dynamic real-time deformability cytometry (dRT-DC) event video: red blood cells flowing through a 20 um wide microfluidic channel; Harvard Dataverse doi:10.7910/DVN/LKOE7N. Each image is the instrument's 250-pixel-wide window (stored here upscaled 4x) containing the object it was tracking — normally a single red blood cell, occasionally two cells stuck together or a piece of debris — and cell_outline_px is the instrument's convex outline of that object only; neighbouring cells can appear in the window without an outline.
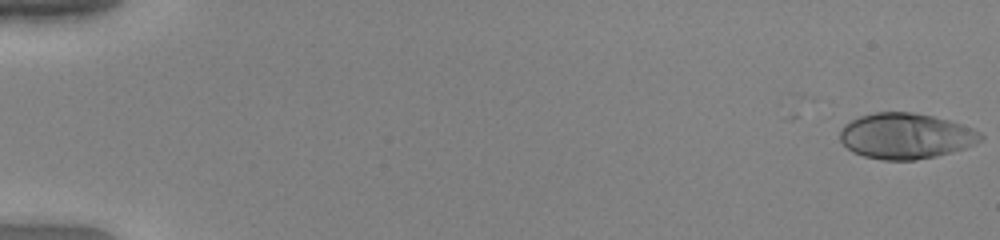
{"species": "human", "species_latin": "Homo sapiens", "temperature_condition": "warm", "stored_images_in_passage": 50, "camera_frame_rate_fps": 3000, "um_per_image_px": 0.085, "donor": {"sex": "female"}, "frame": {"image": 1, "passage_image": 1, "time_ms": 0.0, "image_size_px": [1000, 240], "cell_outline_px": [[984, 136], [976, 144], [952, 152], [936, 156], [916, 160], [884, 160], [864, 156], [852, 152], [840, 140], [840, 132], [844, 124], [860, 116], [872, 112], [912, 112], [932, 116], [948, 120], [972, 128], [980, 132]], "centroid_in_image_um": [76.98, 11.56], "position_along_channel_um": 8.0, "area_um2": 37.4}}
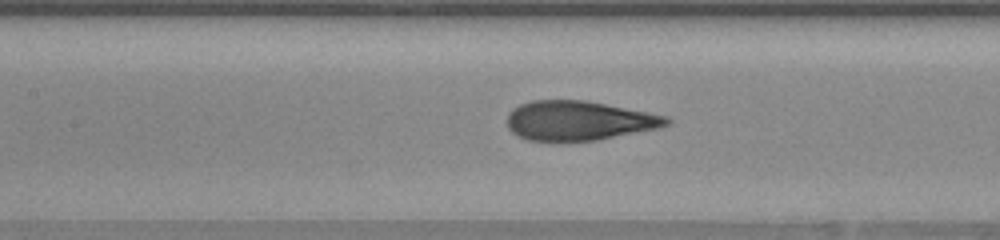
{"frame": {"image": 2, "passage_image": 26, "time_ms": 8.333, "image_size_px": [1000, 240], "cell_outline_px": [[672, 124], [660, 128], [596, 140], [528, 140], [512, 132], [508, 128], [508, 112], [512, 108], [520, 104], [532, 100], [584, 100], [648, 112], [668, 116], [672, 120]], "centroid_in_image_um": [49.24, 10.24], "position_along_channel_um": 158.2, "area_um2": 36.53}}
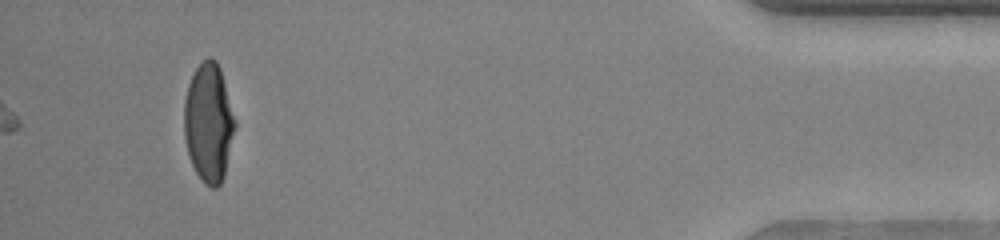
{"frame": {"image": 3, "passage_image": 50, "time_ms": 16.333, "image_size_px": [1000, 240], "cell_outline_px": [[236, 128], [224, 176], [220, 184], [216, 188], [212, 188], [204, 184], [196, 172], [192, 164], [188, 152], [184, 136], [184, 100], [188, 84], [196, 68], [208, 56], [212, 56], [216, 60], [220, 68], [236, 120]], "centroid_in_image_um": [17.75, 10.43], "position_along_channel_um": 417.5, "area_um2": 35.37}, "authors_computed_cell_mechanics": {"area_um2": 36.5874, "velocity_mm_per_s": 3.9941, "shape_relaxation_time_tau1_ms": 7.3731, "shape_relaxation_time_tau2_ms": null, "deformation_change_tau1": 0.3246, "deformation_change_tau2": null}}